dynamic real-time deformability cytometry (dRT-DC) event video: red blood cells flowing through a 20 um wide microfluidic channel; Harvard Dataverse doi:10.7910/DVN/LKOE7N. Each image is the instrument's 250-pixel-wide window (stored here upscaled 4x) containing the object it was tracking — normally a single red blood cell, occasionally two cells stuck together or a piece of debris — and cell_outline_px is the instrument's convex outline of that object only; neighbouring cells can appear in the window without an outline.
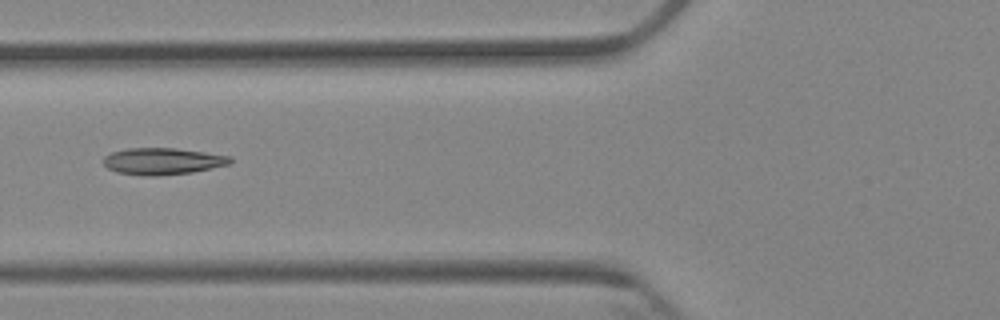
{"species": "Egyptian fruit bat (a non-hibernating species)", "species_latin": "Rousettus aegyptiacus", "temperature_condition": "cold", "stored_images_in_passage": 5, "camera_frame_rate_fps": 3000, "um_per_image_px": 0.085, "animal": {"sex": "female"}, "frame": {"image": 1, "passage_image": 5, "time_ms": 4.667, "image_size_px": [1000, 320], "cell_outline_px": [[232, 160], [228, 164], [192, 172], [156, 176], [148, 176], [116, 172], [108, 168], [104, 164], [104, 156], [112, 152], [128, 148], [176, 148], [232, 156]], "centroid_in_image_um": [13.81, 13.7], "position_along_channel_um": 112.0, "area_um2": 19.59}}